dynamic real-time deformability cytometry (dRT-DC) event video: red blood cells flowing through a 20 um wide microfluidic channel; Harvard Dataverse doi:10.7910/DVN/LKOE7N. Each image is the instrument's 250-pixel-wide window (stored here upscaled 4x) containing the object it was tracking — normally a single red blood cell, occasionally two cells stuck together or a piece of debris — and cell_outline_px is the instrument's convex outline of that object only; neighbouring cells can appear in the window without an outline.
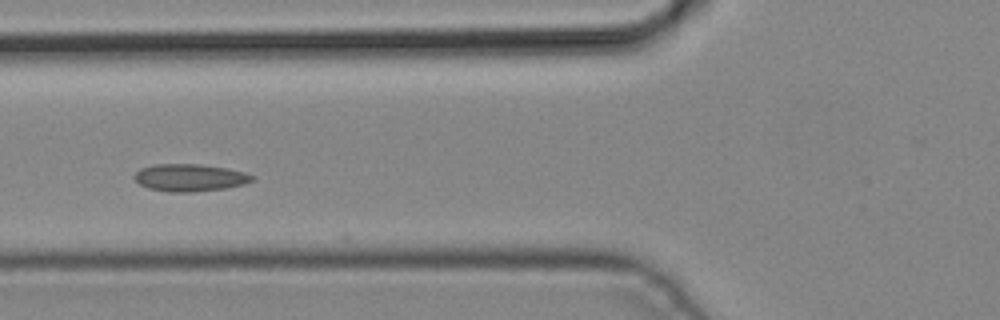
{"species": "common noctule bat (a hibernating species)", "species_latin": "Nyctalus noctula", "temperature_condition": "cold", "stored_images_in_passage": 3, "camera_frame_rate_fps": 3000, "um_per_image_px": 0.085, "animal": {"sex": "male", "body_mass_g": 19.2, "forearm_length_mm": 51.8}, "frame": {"image": 1, "passage_image": 3, "time_ms": 0.667, "image_size_px": [1000, 320], "cell_outline_px": [[256, 176], [252, 180], [244, 184], [224, 188], [192, 192], [168, 192], [148, 188], [140, 184], [132, 176], [140, 168], [152, 164], [200, 164], [224, 168], [244, 172]], "centroid_in_image_um": [16.09, 15.09], "position_along_channel_um": 109.7, "area_um2": 18.73}}